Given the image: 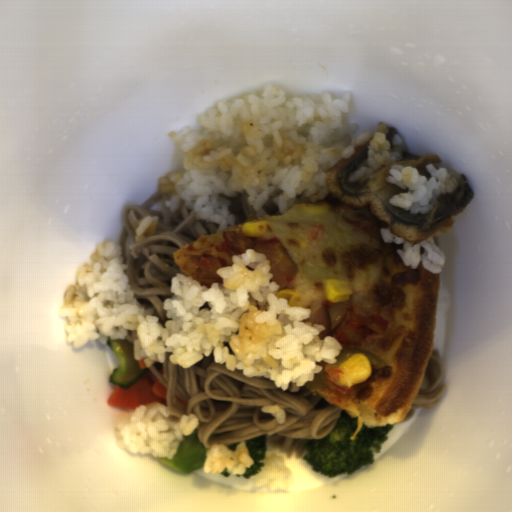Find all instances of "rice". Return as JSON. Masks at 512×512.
Here are the masks:
<instances>
[{"instance_id": "obj_1", "label": "rice", "mask_w": 512, "mask_h": 512, "mask_svg": "<svg viewBox=\"0 0 512 512\" xmlns=\"http://www.w3.org/2000/svg\"><path fill=\"white\" fill-rule=\"evenodd\" d=\"M231 258V266L216 271L223 282L209 287L174 274L163 301L167 321L160 325L155 310L135 295L121 244L104 240L65 292L60 313L68 343L77 349L93 340H126L134 360L148 367L166 353L183 369L213 356L229 371L269 379L284 391L313 380L323 367L318 362L337 361L343 346L330 335L320 339L325 326L306 323L312 311L279 297L267 255L248 248Z\"/></svg>"}, {"instance_id": "obj_2", "label": "rice", "mask_w": 512, "mask_h": 512, "mask_svg": "<svg viewBox=\"0 0 512 512\" xmlns=\"http://www.w3.org/2000/svg\"><path fill=\"white\" fill-rule=\"evenodd\" d=\"M351 102L350 92L287 97L275 85L217 102L199 114L201 129L186 125L170 137L185 173L157 180L169 212L190 207L195 219L218 224L217 233L234 226L228 197L242 192L257 218L324 200L327 171L372 137L353 136L359 126L349 123Z\"/></svg>"}, {"instance_id": "obj_3", "label": "rice", "mask_w": 512, "mask_h": 512, "mask_svg": "<svg viewBox=\"0 0 512 512\" xmlns=\"http://www.w3.org/2000/svg\"><path fill=\"white\" fill-rule=\"evenodd\" d=\"M199 424L194 413L178 418L167 414V406L154 402L138 405L130 418L117 423L116 430L129 453L151 454L170 460L184 436L191 435Z\"/></svg>"}, {"instance_id": "obj_4", "label": "rice", "mask_w": 512, "mask_h": 512, "mask_svg": "<svg viewBox=\"0 0 512 512\" xmlns=\"http://www.w3.org/2000/svg\"><path fill=\"white\" fill-rule=\"evenodd\" d=\"M426 169L431 174L429 181L427 175H420L417 168L411 165L390 166L387 183L396 184L400 189L407 191L393 194L389 198V203L404 211L423 215L431 212L439 196L453 193L457 189L461 177L456 170L447 171L444 167L437 170L432 163L426 165Z\"/></svg>"}, {"instance_id": "obj_5", "label": "rice", "mask_w": 512, "mask_h": 512, "mask_svg": "<svg viewBox=\"0 0 512 512\" xmlns=\"http://www.w3.org/2000/svg\"><path fill=\"white\" fill-rule=\"evenodd\" d=\"M389 128L383 123L377 125L373 137L367 145V159L350 174L348 180L352 183H366L380 170L400 162L404 141L401 135H393L392 142L387 139Z\"/></svg>"}, {"instance_id": "obj_6", "label": "rice", "mask_w": 512, "mask_h": 512, "mask_svg": "<svg viewBox=\"0 0 512 512\" xmlns=\"http://www.w3.org/2000/svg\"><path fill=\"white\" fill-rule=\"evenodd\" d=\"M453 226H445L428 238L418 242L409 243L400 236L392 234L388 227L380 228V234L385 243H395L398 246L403 245L402 249H397L404 266L416 269L421 263L426 272L440 273L445 264L446 256L436 246L435 239L446 235Z\"/></svg>"}, {"instance_id": "obj_7", "label": "rice", "mask_w": 512, "mask_h": 512, "mask_svg": "<svg viewBox=\"0 0 512 512\" xmlns=\"http://www.w3.org/2000/svg\"><path fill=\"white\" fill-rule=\"evenodd\" d=\"M253 463L246 442L239 443L235 451L218 442L206 451L203 470L208 474H220L227 469L233 475L239 476L244 475Z\"/></svg>"}, {"instance_id": "obj_8", "label": "rice", "mask_w": 512, "mask_h": 512, "mask_svg": "<svg viewBox=\"0 0 512 512\" xmlns=\"http://www.w3.org/2000/svg\"><path fill=\"white\" fill-rule=\"evenodd\" d=\"M265 466L262 471L257 474L255 485L257 487L267 486V490L275 491L276 489L287 490L292 485V470L286 464L284 457L272 454L270 457L263 459Z\"/></svg>"}, {"instance_id": "obj_9", "label": "rice", "mask_w": 512, "mask_h": 512, "mask_svg": "<svg viewBox=\"0 0 512 512\" xmlns=\"http://www.w3.org/2000/svg\"><path fill=\"white\" fill-rule=\"evenodd\" d=\"M159 223L158 217H145L137 225L134 241H142L147 236L156 234V228Z\"/></svg>"}, {"instance_id": "obj_10", "label": "rice", "mask_w": 512, "mask_h": 512, "mask_svg": "<svg viewBox=\"0 0 512 512\" xmlns=\"http://www.w3.org/2000/svg\"><path fill=\"white\" fill-rule=\"evenodd\" d=\"M261 410L273 416L278 424L285 423L286 411L278 403L262 406Z\"/></svg>"}]
</instances>
